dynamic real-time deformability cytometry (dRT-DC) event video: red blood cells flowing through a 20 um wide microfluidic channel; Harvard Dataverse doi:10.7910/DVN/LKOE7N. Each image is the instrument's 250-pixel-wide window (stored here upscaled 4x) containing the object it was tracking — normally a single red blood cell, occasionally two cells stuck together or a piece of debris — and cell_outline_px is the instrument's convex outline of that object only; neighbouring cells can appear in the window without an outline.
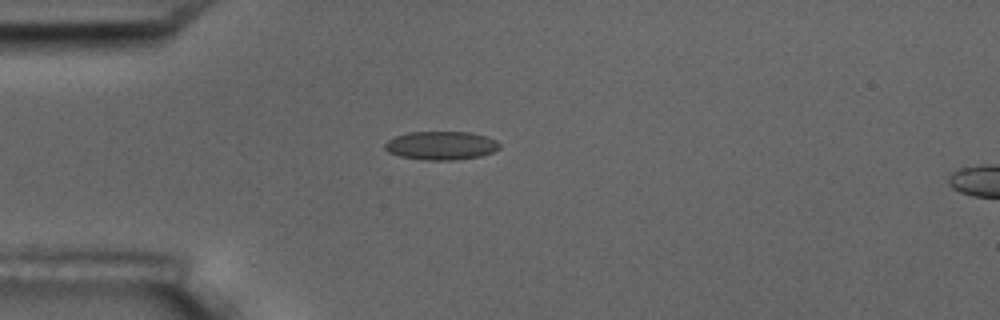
{"species": "common noctule bat (a hibernating species)", "species_latin": "Nyctalus noctula", "temperature_condition": "room temperature", "stored_images_in_passage": 7, "camera_frame_rate_fps": 3000, "um_per_image_px": 0.085, "animal": {"sex": "male", "body_mass_g": 17.5, "forearm_length_mm": 52.3}, "frame": {"image": 1, "passage_image": 4, "time_ms": 3.667, "image_size_px": [1000, 320], "cell_outline_px": [[500, 148], [492, 152], [480, 156], [452, 160], [424, 160], [400, 156], [388, 152], [384, 148], [384, 144], [388, 140], [396, 136], [408, 132], [472, 132], [496, 140], [500, 144]], "centroid_in_image_um": [37.48, 12.37], "position_along_channel_um": 47.5, "area_um2": 19.02}}